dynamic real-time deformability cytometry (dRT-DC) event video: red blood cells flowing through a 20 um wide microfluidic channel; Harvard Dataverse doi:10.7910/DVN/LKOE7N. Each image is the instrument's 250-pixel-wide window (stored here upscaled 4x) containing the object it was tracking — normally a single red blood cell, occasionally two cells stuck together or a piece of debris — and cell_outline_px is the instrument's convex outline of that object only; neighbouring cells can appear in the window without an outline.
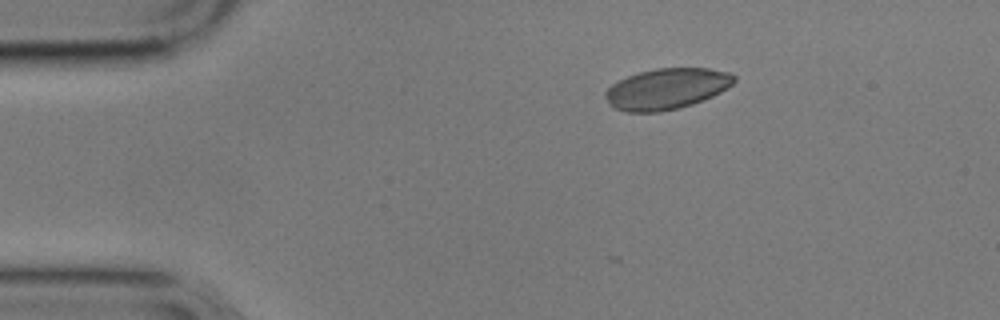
{"species": "common noctule bat (a hibernating species)", "species_latin": "Nyctalus noctula", "temperature_condition": "cold", "stored_images_in_passage": 4, "camera_frame_rate_fps": 3000, "um_per_image_px": 0.085, "animal": {"sex": "male", "body_mass_g": 17.9}, "frame": {"image": 1, "passage_image": 1, "time_ms": 0.0, "image_size_px": [1000, 320], "cell_outline_px": [[736, 80], [732, 84], [720, 92], [712, 96], [692, 104], [660, 112], [628, 112], [612, 108], [604, 96], [604, 92], [612, 84], [628, 76], [640, 72], [656, 68], [708, 68], [728, 72], [736, 76]], "centroid_in_image_um": [56.65, 7.55], "position_along_channel_um": 28.4, "area_um2": 30.58}}